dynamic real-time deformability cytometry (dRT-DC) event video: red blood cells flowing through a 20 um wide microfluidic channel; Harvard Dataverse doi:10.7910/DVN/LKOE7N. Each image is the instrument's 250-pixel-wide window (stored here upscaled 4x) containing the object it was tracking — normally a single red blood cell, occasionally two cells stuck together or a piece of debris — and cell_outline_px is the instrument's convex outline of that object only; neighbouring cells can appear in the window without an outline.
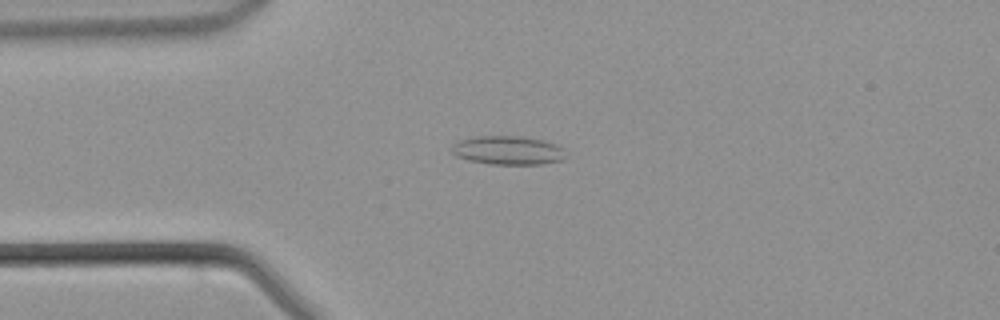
{"species": "common noctule bat (a hibernating species)", "species_latin": "Nyctalus noctula", "temperature_condition": "warm", "stored_images_in_passage": 44, "camera_frame_rate_fps": 3000, "um_per_image_px": 0.085, "animal": {"sex": "male", "body_mass_g": 21.5, "forearm_length_mm": 52.0}, "frame": {"image": 1, "passage_image": 10, "time_ms": 3.0, "image_size_px": [1000, 320], "cell_outline_px": [[568, 156], [560, 160], [540, 164], [492, 164], [468, 160], [456, 156], [452, 152], [452, 144], [460, 140], [476, 136], [524, 136], [544, 140], [556, 144], [564, 148]], "centroid_in_image_um": [43.2, 12.77], "position_along_channel_um": 41.8, "area_um2": 19.25}}
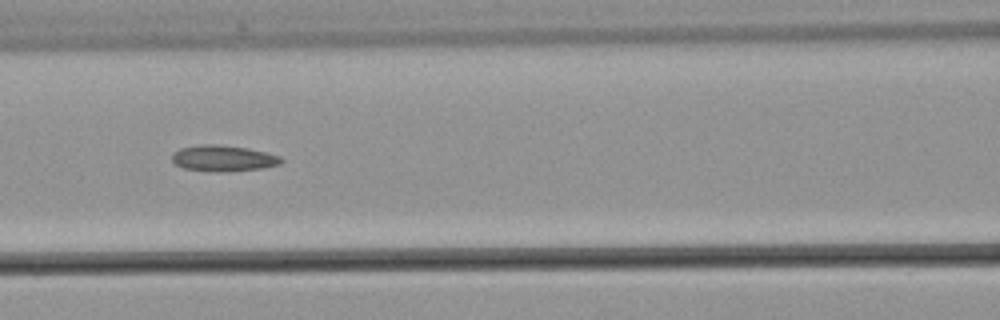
{"frame": {"image": 2, "passage_image": 18, "time_ms": 5.667, "image_size_px": [1000, 320], "cell_outline_px": [[284, 160], [280, 164], [260, 168], [216, 172], [184, 168], [176, 164], [172, 160], [172, 156], [180, 148], [200, 144], [220, 144], [248, 148], [280, 156]], "centroid_in_image_um": [18.98, 13.44], "position_along_channel_um": 147.6, "area_um2": 16.36}}
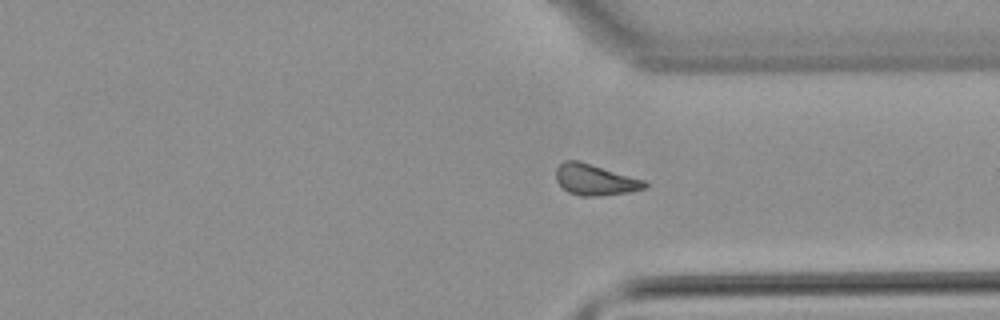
{"frame": {"image": 3, "passage_image": 32, "time_ms": 10.333, "image_size_px": [1000, 320], "cell_outline_px": [[648, 188], [628, 192], [592, 196], [580, 196], [568, 192], [556, 180], [556, 168], [564, 160], [580, 160], [644, 180], [648, 184]], "centroid_in_image_um": [50.57, 15.26], "position_along_channel_um": 360.8, "area_um2": 16.01}}